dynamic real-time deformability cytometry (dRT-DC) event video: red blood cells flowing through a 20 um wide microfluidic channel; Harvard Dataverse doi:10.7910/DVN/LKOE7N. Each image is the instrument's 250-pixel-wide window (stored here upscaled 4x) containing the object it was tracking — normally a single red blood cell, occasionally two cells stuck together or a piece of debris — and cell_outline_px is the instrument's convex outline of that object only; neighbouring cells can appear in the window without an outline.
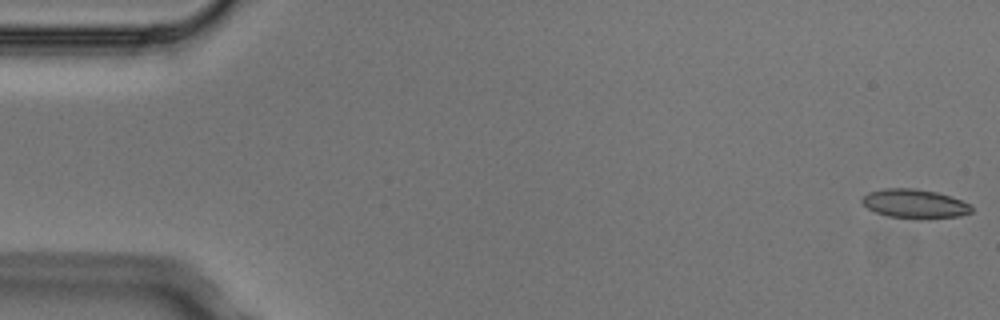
{"species": "Egyptian fruit bat (a non-hibernating species)", "species_latin": "Rousettus aegyptiacus", "temperature_condition": "cold", "stored_images_in_passage": 5, "camera_frame_rate_fps": 3000, "um_per_image_px": 0.085, "animal": {"sex": "male"}, "frame": {"image": 1, "passage_image": 1, "time_ms": 0.0, "image_size_px": [1000, 320], "cell_outline_px": [[972, 212], [960, 216], [888, 216], [876, 212], [868, 208], [860, 200], [868, 192], [884, 188], [912, 188], [936, 192], [960, 200], [968, 204], [972, 208]], "centroid_in_image_um": [77.69, 17.27], "position_along_channel_um": 7.3, "area_um2": 17.51}}